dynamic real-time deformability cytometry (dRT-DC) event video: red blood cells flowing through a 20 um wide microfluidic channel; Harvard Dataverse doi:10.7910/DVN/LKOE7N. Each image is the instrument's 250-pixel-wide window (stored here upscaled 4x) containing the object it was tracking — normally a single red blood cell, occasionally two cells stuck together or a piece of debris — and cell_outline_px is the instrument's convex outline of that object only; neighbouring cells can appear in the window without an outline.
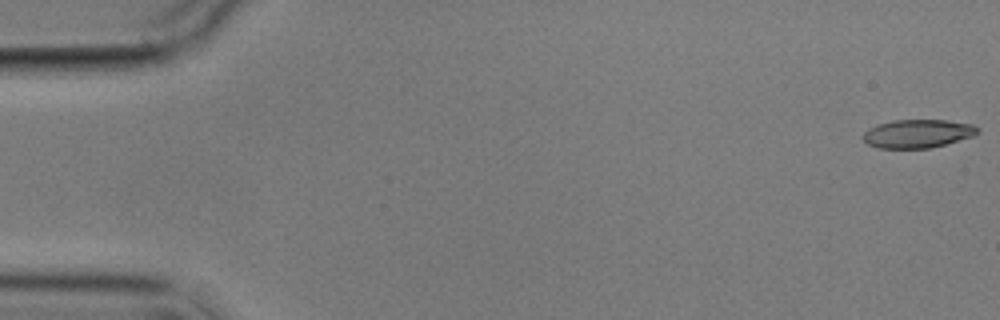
{"species": "common noctule bat (a hibernating species)", "species_latin": "Nyctalus noctula", "temperature_condition": "cold", "stored_images_in_passage": 16, "camera_frame_rate_fps": 3000, "um_per_image_px": 0.085, "animal": {"sex": "male", "body_mass_g": 17.9}, "frame": {"image": 1, "passage_image": 1, "time_ms": 0.0, "image_size_px": [1000, 320], "cell_outline_px": [[980, 132], [972, 136], [944, 144], [928, 148], [880, 148], [868, 144], [860, 136], [868, 128], [876, 124], [892, 120], [944, 120], [972, 124], [980, 128]], "centroid_in_image_um": [77.96, 11.35], "position_along_channel_um": 7.0, "area_um2": 18.96}}
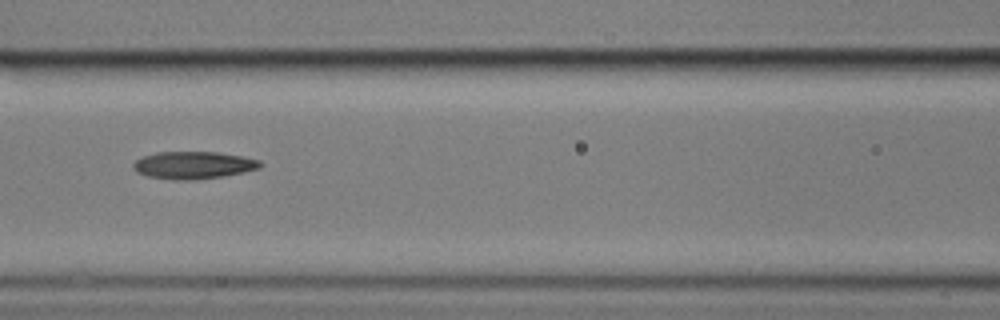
{"frame": {"image": 2, "passage_image": 7, "time_ms": 8.0, "image_size_px": [1000, 320], "cell_outline_px": [[264, 164], [260, 168], [244, 172], [224, 176], [192, 180], [176, 180], [148, 176], [136, 172], [132, 168], [132, 164], [136, 160], [144, 156], [156, 152], [216, 152], [240, 156], [260, 160]], "centroid_in_image_um": [16.44, 14.04], "position_along_channel_um": 150.2, "area_um2": 20.29}}
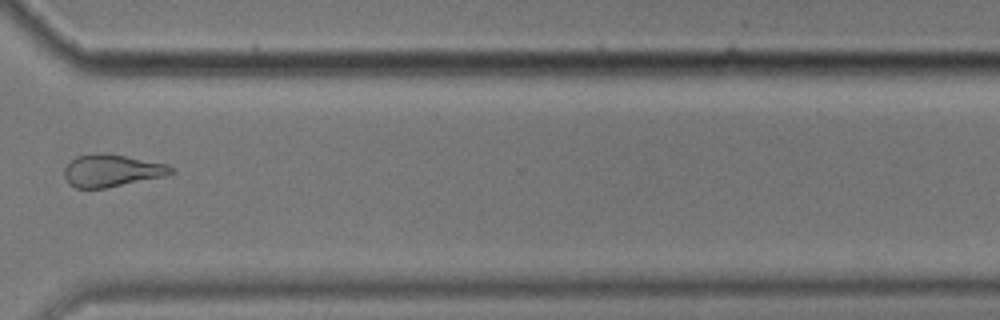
{"frame": {"image": 3, "passage_image": 12, "time_ms": 14.0, "image_size_px": [1000, 320], "cell_outline_px": [[176, 172], [164, 176], [104, 188], [76, 188], [68, 184], [64, 176], [64, 168], [76, 156], [124, 156], [168, 164], [176, 168]], "centroid_in_image_um": [9.54, 14.55], "position_along_channel_um": 361.1, "area_um2": 19.36}, "authors_computed_cell_mechanics": {"area_um2": 20.1144, "velocity_mm_per_s": 3.5255, "shape_relaxation_time_tau1_ms": 3.7261, "shape_relaxation_time_tau2_ms": 8.4006, "deformation_change_tau1": 0.1278, "deformation_change_tau2": 0.2091}}